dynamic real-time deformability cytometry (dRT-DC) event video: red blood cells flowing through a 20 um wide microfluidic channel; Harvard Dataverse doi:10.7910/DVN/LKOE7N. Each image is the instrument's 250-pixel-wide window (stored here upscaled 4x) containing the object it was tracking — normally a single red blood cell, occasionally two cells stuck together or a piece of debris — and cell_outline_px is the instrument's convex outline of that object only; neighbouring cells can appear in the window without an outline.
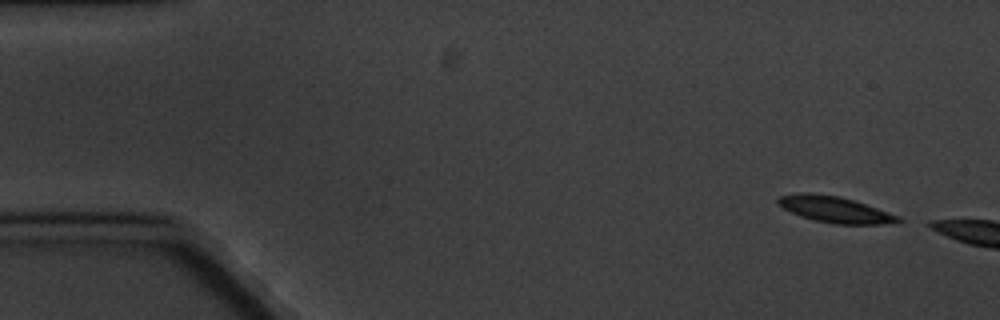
{"species": "common noctule bat (a hibernating species)", "species_latin": "Nyctalus noctula", "temperature_condition": "cold", "stored_images_in_passage": 7, "camera_frame_rate_fps": 3000, "um_per_image_px": 0.085, "animal": {"sex": "male", "body_mass_g": 20.1, "forearm_length_mm": 53.5}, "frame": {"image": 1, "passage_image": 1, "time_ms": 0.0, "image_size_px": [1000, 320], "cell_outline_px": [[904, 220], [884, 224], [836, 224], [816, 220], [800, 216], [776, 204], [776, 200], [780, 196], [800, 192], [808, 192], [840, 196], [900, 216]], "centroid_in_image_um": [70.94, 17.8], "position_along_channel_um": 14.1, "area_um2": 18.15}}